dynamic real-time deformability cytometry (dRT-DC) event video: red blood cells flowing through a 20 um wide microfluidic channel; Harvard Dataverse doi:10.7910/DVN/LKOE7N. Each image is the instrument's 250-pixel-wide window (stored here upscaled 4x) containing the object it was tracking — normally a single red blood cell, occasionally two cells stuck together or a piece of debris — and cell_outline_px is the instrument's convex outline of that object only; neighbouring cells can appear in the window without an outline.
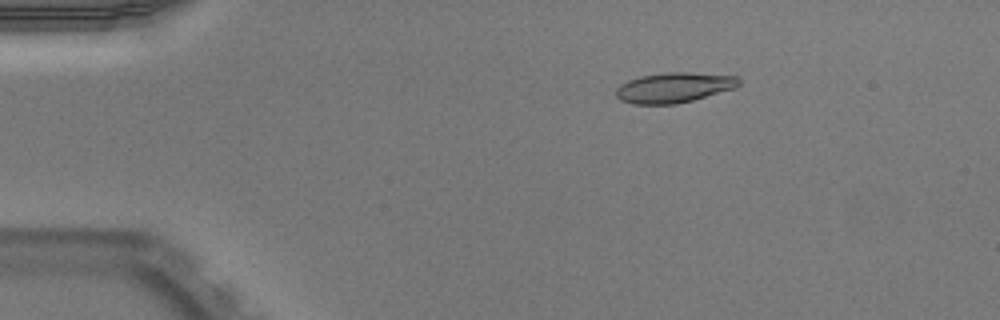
{"species": "Egyptian fruit bat (a non-hibernating species)", "species_latin": "Rousettus aegyptiacus", "temperature_condition": "warm", "stored_images_in_passage": 51, "camera_frame_rate_fps": 3000, "um_per_image_px": 0.085, "animal": {"sex": "male"}, "frame": {"image": 1, "passage_image": 9, "time_ms": 2.667, "image_size_px": [1000, 320], "cell_outline_px": [[740, 84], [736, 88], [692, 100], [676, 104], [632, 104], [620, 100], [616, 96], [616, 88], [620, 84], [628, 80], [640, 76], [664, 72], [688, 72], [736, 76], [740, 80]], "centroid_in_image_um": [57.27, 7.44], "position_along_channel_um": 27.7, "area_um2": 21.68}}
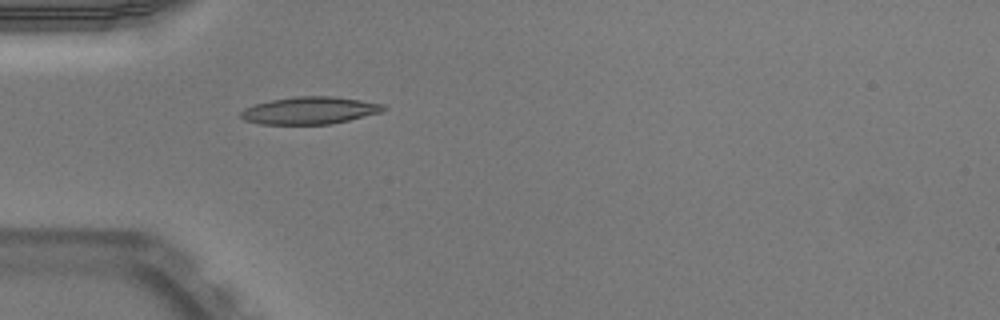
{"frame": {"image": 2, "passage_image": 16, "time_ms": 5.0, "image_size_px": [1000, 320], "cell_outline_px": [[388, 108], [380, 112], [332, 124], [260, 124], [244, 120], [240, 116], [240, 112], [244, 108], [256, 104], [272, 100], [296, 96], [332, 96], [360, 100], [384, 104]], "centroid_in_image_um": [26.32, 9.39], "position_along_channel_um": 58.7, "area_um2": 22.6}}
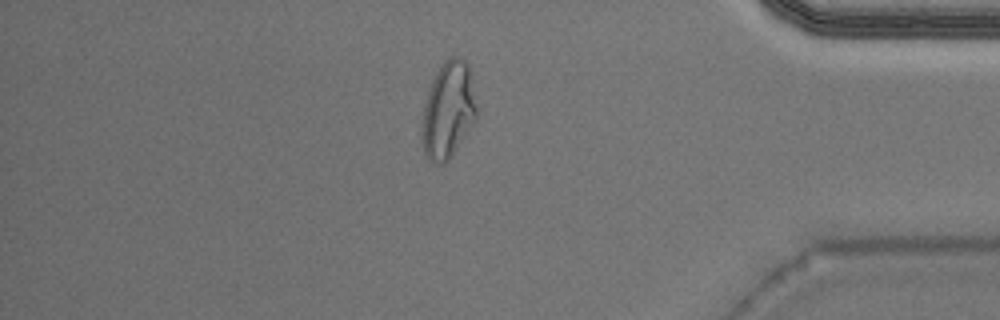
{"frame": {"image": 3, "passage_image": 44, "time_ms": 14.333, "image_size_px": [1000, 320], "cell_outline_px": [[476, 120], [448, 160], [444, 164], [436, 164], [428, 160], [424, 152], [420, 140], [420, 124], [428, 92], [432, 80], [440, 64], [448, 56], [456, 56], [464, 60], [468, 64], [476, 104]], "centroid_in_image_um": [38.06, 9.38], "position_along_channel_um": 397.1, "area_um2": 30.98}, "authors_computed_cell_mechanics": {"area_um2": 21.7906, "velocity_mm_per_s": 3.9627, "shape_relaxation_time_tau1_ms": null, "shape_relaxation_time_tau2_ms": 1.4953, "deformation_change_tau1": null, "deformation_change_tau2": 0.0937}}